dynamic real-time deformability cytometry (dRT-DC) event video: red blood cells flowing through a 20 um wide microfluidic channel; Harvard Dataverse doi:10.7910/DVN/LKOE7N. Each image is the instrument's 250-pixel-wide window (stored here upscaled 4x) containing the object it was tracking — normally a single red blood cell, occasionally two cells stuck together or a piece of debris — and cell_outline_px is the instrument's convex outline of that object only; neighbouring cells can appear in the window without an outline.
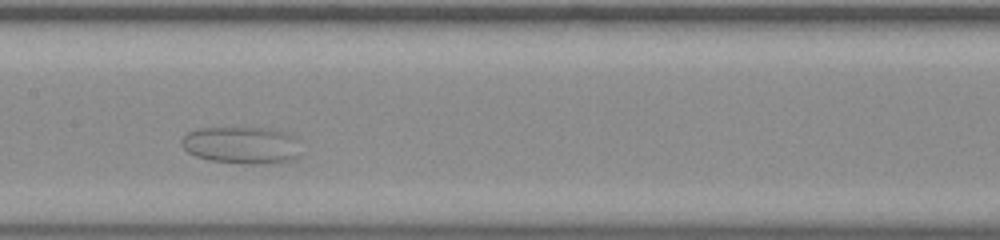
{"species": "common noctule bat (a hibernating species)", "species_latin": "Nyctalus noctula", "temperature_condition": "room temperature", "stored_images_in_passage": 36, "camera_frame_rate_fps": 3000, "um_per_image_px": 0.085, "animal": {"sex": "male", "body_mass_g": 20.0, "forearm_length_mm": 53.3}, "frame": {"image": 1, "passage_image": 15, "time_ms": 4.667, "image_size_px": [1000, 240], "cell_outline_px": [[300, 156], [292, 160], [268, 164], [248, 164], [212, 160], [196, 156], [188, 152], [180, 144], [180, 140], [188, 132], [200, 128], [260, 128], [288, 132], [292, 136]], "centroid_in_image_um": [20.5, 12.34], "position_along_channel_um": 186.9, "area_um2": 25.55}}
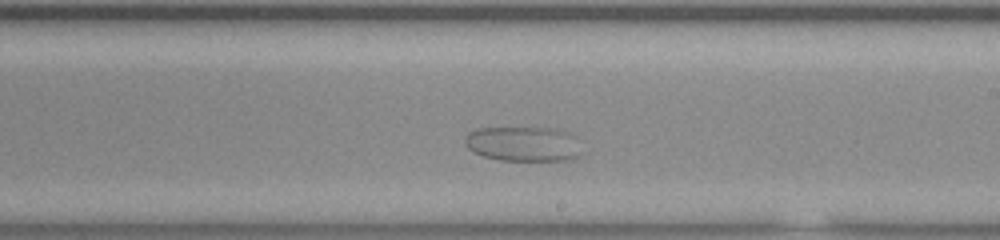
{"frame": {"image": 2, "passage_image": 20, "time_ms": 6.333, "image_size_px": [1000, 240], "cell_outline_px": [[580, 156], [572, 160], [500, 160], [484, 156], [472, 152], [464, 144], [464, 140], [468, 132], [480, 128], [552, 128], [568, 132], [572, 136]], "centroid_in_image_um": [44.4, 12.23], "position_along_channel_um": 244.6, "area_um2": 23.41}}
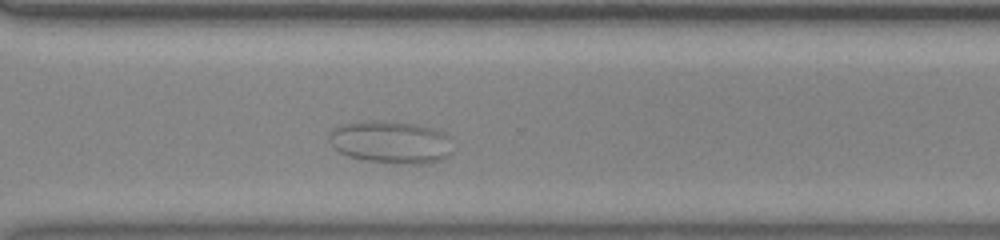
{"frame": {"image": 3, "passage_image": 28, "time_ms": 9.0, "image_size_px": [1000, 240], "cell_outline_px": [[452, 152], [448, 156], [440, 160], [424, 164], [396, 164], [364, 160], [348, 156], [340, 152], [328, 140], [328, 136], [336, 128], [344, 124], [372, 120], [376, 120], [420, 124], [444, 132], [448, 136]], "centroid_in_image_um": [33.25, 12.09], "position_along_channel_um": 337.3, "area_um2": 30.69}}